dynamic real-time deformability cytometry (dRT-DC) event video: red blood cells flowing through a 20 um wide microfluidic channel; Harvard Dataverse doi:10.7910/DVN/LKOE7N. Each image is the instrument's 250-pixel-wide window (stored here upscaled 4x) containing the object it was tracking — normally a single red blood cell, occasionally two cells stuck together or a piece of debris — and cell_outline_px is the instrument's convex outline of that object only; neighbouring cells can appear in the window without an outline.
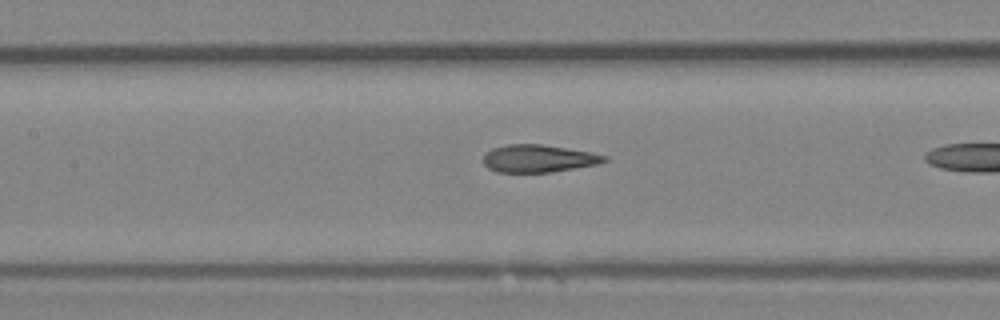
{"species": "Egyptian fruit bat (a non-hibernating species)", "species_latin": "Rousettus aegyptiacus", "temperature_condition": "room temperature", "stored_images_in_passage": 6, "camera_frame_rate_fps": 3000, "um_per_image_px": 0.085, "animal": {"sex": "female"}, "frame": {"image": 1, "passage_image": 5, "time_ms": 1.333, "image_size_px": [1000, 320], "cell_outline_px": [[608, 160], [596, 164], [548, 172], [496, 172], [488, 168], [484, 164], [484, 156], [492, 148], [508, 144], [540, 144], [592, 152], [608, 156]], "centroid_in_image_um": [45.76, 13.47], "position_along_channel_um": 161.6, "area_um2": 19.19}}